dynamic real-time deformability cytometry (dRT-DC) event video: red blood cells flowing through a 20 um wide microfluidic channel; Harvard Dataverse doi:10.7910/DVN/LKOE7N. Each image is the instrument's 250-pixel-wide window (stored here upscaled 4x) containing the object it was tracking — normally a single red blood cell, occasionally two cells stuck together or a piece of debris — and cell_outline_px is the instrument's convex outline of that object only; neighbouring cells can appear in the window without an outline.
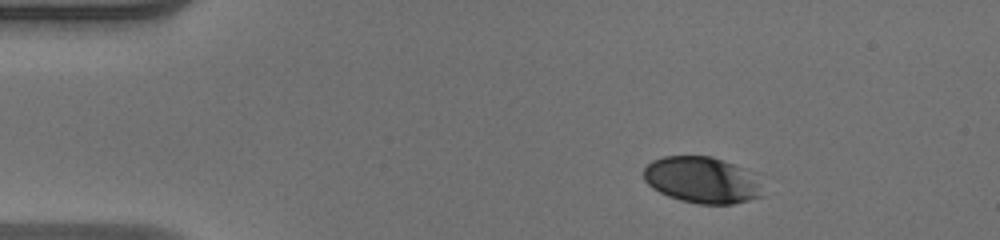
{"species": "human", "species_latin": "Homo sapiens", "temperature_condition": "warm", "stored_images_in_passage": 43, "camera_frame_rate_fps": 3000, "um_per_image_px": 0.085, "donor": {"sex": "male"}, "frame": {"image": 1, "passage_image": 1, "time_ms": 0.0, "image_size_px": [1000, 240], "cell_outline_px": [[768, 196], [732, 204], [700, 204], [680, 200], [668, 196], [652, 188], [644, 180], [644, 168], [652, 160], [664, 156], [712, 156], [756, 172]], "centroid_in_image_um": [59.78, 15.31], "position_along_channel_um": 25.2, "area_um2": 33.0}}
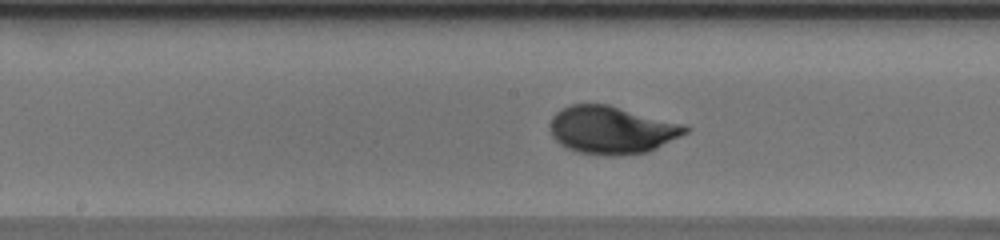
{"frame": {"image": 2, "passage_image": 19, "time_ms": 6.0, "image_size_px": [1000, 240], "cell_outline_px": [[692, 128], [688, 132], [648, 152], [616, 156], [604, 156], [580, 152], [568, 148], [560, 144], [552, 136], [548, 128], [552, 116], [556, 112], [572, 104], [608, 104], [684, 124]], "centroid_in_image_um": [51.99, 11.05], "position_along_channel_um": 196.2, "area_um2": 37.74}}
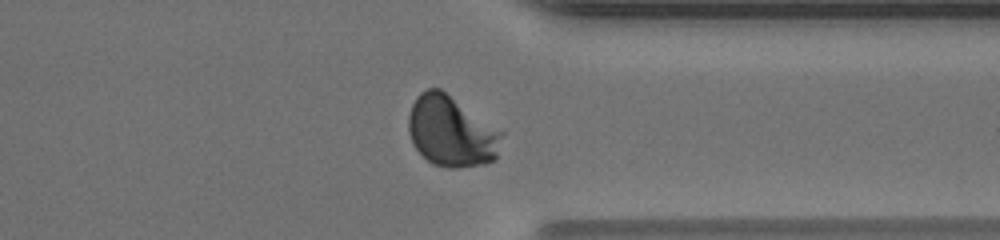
{"frame": {"image": 3, "passage_image": 32, "time_ms": 10.333, "image_size_px": [1000, 240], "cell_outline_px": [[504, 132], [496, 160], [484, 164], [456, 168], [448, 168], [432, 164], [412, 144], [408, 132], [408, 116], [412, 104], [416, 96], [420, 92], [428, 88], [440, 88]], "centroid_in_image_um": [38.36, 11.17], "position_along_channel_um": 373.0, "area_um2": 38.73}, "authors_computed_cell_mechanics": {"area_um2": 35.547, "velocity_mm_per_s": 4.1305, "shape_relaxation_time_tau1_ms": 2.8048, "shape_relaxation_time_tau2_ms": null, "deformation_change_tau1": 0.1509, "deformation_change_tau2": null}}